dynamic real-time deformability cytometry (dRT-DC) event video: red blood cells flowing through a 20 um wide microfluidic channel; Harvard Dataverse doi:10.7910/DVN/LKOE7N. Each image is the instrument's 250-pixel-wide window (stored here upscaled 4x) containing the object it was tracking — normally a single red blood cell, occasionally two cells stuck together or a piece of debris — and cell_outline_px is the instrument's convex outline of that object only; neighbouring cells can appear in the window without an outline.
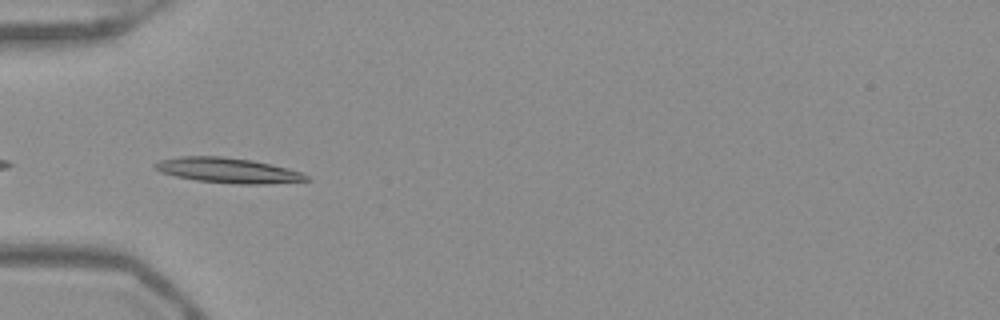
{"species": "Egyptian fruit bat (a non-hibernating species)", "species_latin": "Rousettus aegyptiacus", "temperature_condition": "warm", "stored_images_in_passage": 36, "camera_frame_rate_fps": 3000, "um_per_image_px": 0.085, "frame": {"image": 1, "passage_image": 2, "time_ms": 0.333, "image_size_px": [1000, 320], "cell_outline_px": [[312, 180], [268, 184], [240, 184], [196, 180], [176, 176], [160, 172], [152, 168], [152, 164], [160, 160], [180, 156], [220, 156], [252, 160], [272, 164], [288, 168], [300, 172], [308, 176]], "centroid_in_image_um": [19.36, 14.48], "position_along_channel_um": 65.6, "area_um2": 22.25}}
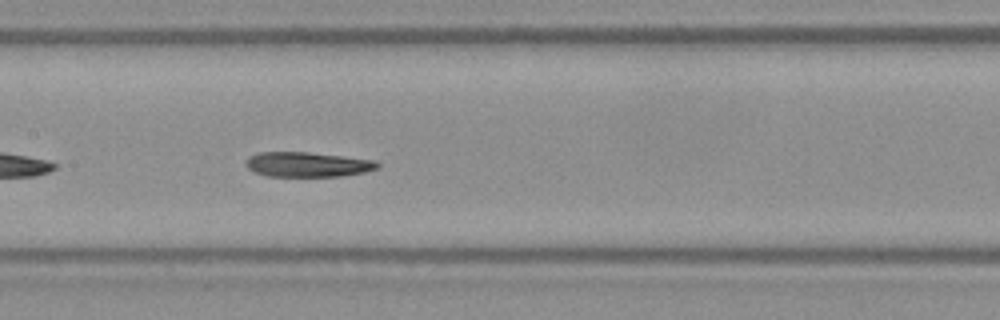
{"frame": {"image": 2, "passage_image": 11, "time_ms": 3.333, "image_size_px": [1000, 320], "cell_outline_px": [[380, 168], [364, 172], [340, 176], [268, 176], [252, 172], [244, 164], [248, 156], [260, 152], [308, 152], [344, 156], [376, 160], [380, 164]], "centroid_in_image_um": [26.13, 13.97], "position_along_channel_um": 181.3, "area_um2": 19.25}}
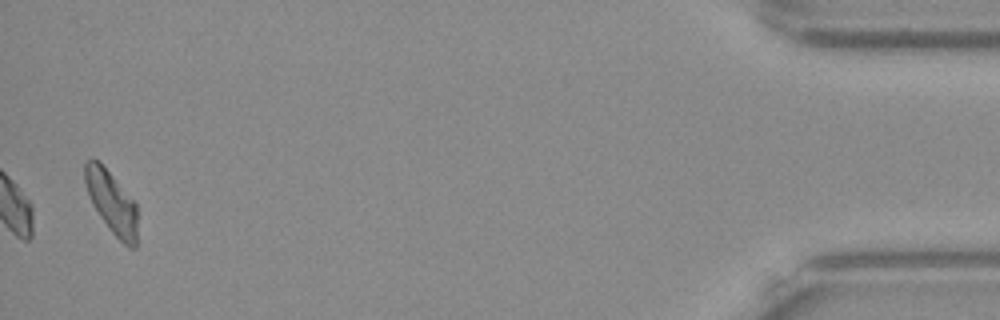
{"frame": {"image": 3, "passage_image": 36, "time_ms": 11.667, "image_size_px": [1000, 320], "cell_outline_px": [[136, 248], [128, 248], [108, 228], [92, 204], [84, 180], [84, 164], [88, 160], [96, 160], [112, 176], [136, 204]], "centroid_in_image_um": [9.48, 17.24], "position_along_channel_um": 425.7, "area_um2": 18.5}, "authors_computed_cell_mechanics": {"area_um2": 19.0451, "velocity_mm_per_s": 3.9007, "shape_relaxation_time_tau1_ms": null, "shape_relaxation_time_tau2_ms": 4.8727, "deformation_change_tau1": null, "deformation_change_tau2": 0.0978}}